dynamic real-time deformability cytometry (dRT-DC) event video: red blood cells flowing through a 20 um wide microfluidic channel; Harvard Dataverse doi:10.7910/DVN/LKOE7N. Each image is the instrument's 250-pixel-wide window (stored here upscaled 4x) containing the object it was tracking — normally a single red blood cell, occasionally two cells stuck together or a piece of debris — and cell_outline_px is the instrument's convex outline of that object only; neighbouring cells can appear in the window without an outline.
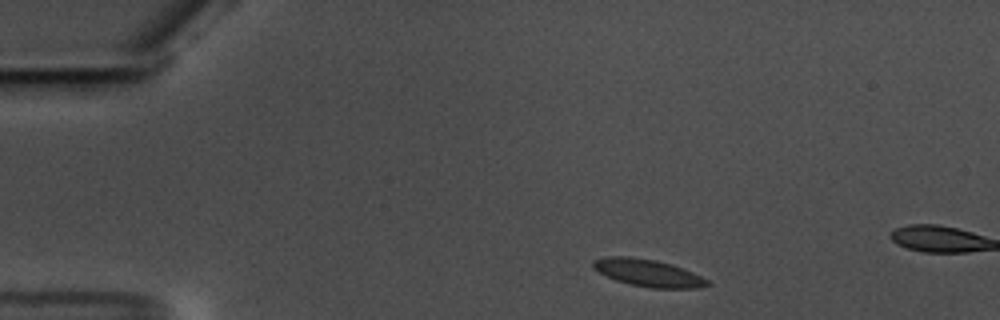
{"species": "common noctule bat (a hibernating species)", "species_latin": "Nyctalus noctula", "temperature_condition": "warm", "stored_images_in_passage": 11, "camera_frame_rate_fps": 3000, "um_per_image_px": 0.085, "animal": {"sex": "male", "body_mass_g": 17.5, "forearm_length_mm": 52.3}, "frame": {"image": 1, "passage_image": 4, "time_ms": 1.0, "image_size_px": [1000, 320], "cell_outline_px": [[712, 284], [700, 288], [652, 288], [632, 284], [616, 280], [592, 268], [592, 260], [608, 256], [632, 256], [656, 260], [672, 264], [692, 272], [708, 280]], "centroid_in_image_um": [55.09, 23.18], "position_along_channel_um": 29.9, "area_um2": 18.09}}